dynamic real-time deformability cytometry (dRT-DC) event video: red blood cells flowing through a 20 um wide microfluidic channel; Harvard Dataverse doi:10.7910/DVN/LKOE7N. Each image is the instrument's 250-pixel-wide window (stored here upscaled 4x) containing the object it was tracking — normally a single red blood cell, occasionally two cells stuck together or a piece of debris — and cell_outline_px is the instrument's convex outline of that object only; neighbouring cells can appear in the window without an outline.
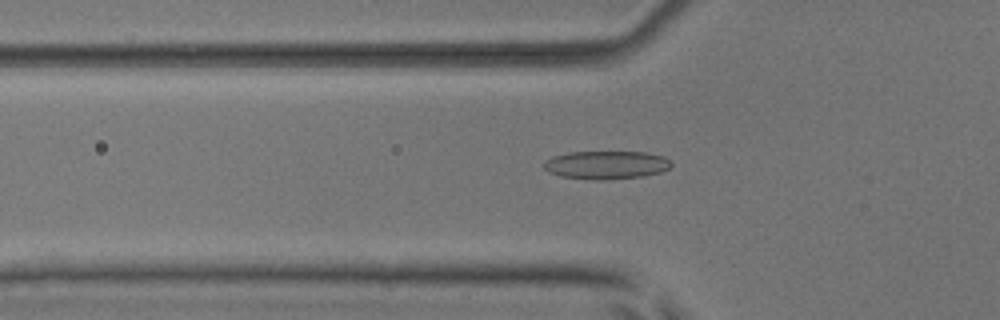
{"species": "common noctule bat (a hibernating species)", "species_latin": "Nyctalus noctula", "temperature_condition": "room temperature", "stored_images_in_passage": 53, "camera_frame_rate_fps": 3000, "um_per_image_px": 0.085, "animal": {"sex": "male", "body_mass_g": 17.9, "forearm_length_mm": 54.2}, "frame": {"image": 1, "passage_image": 18, "time_ms": 5.667, "image_size_px": [1000, 320], "cell_outline_px": [[672, 164], [668, 168], [660, 172], [644, 176], [600, 180], [592, 180], [560, 176], [548, 172], [544, 168], [544, 164], [552, 156], [568, 152], [644, 152], [664, 156]], "centroid_in_image_um": [51.51, 14.02], "position_along_channel_um": 74.3, "area_um2": 20.87}}
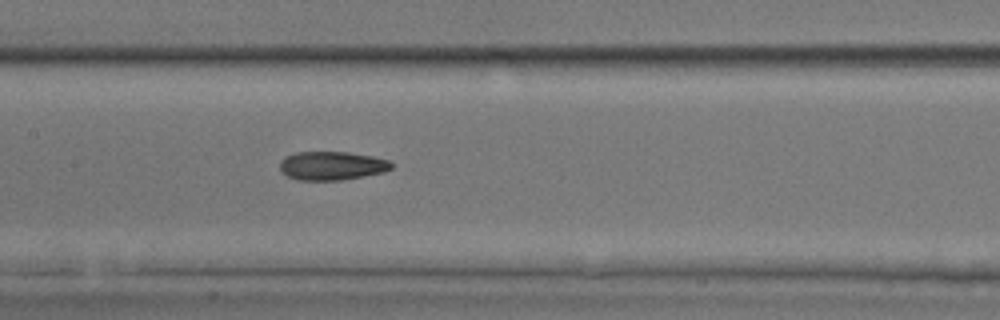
{"frame": {"image": 2, "passage_image": 26, "time_ms": 8.333, "image_size_px": [1000, 320], "cell_outline_px": [[392, 168], [384, 172], [340, 180], [296, 180], [280, 172], [280, 160], [284, 156], [296, 152], [348, 152], [372, 156], [388, 160], [392, 164]], "centroid_in_image_um": [28.16, 14.08], "position_along_channel_um": 179.2, "area_um2": 18.67}}
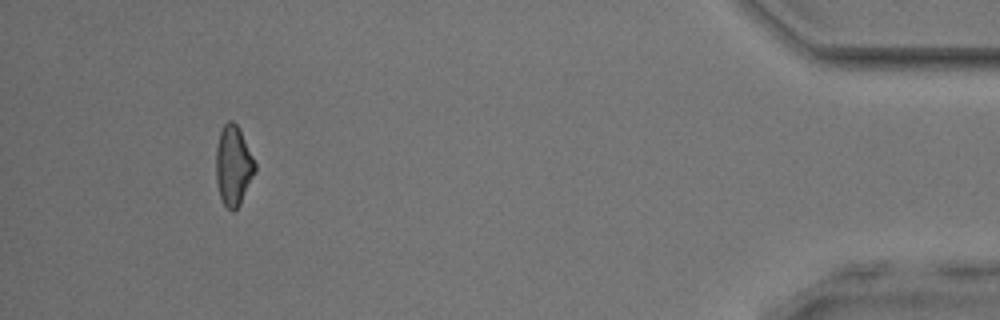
{"frame": {"image": 3, "passage_image": 49, "time_ms": 16.0, "image_size_px": [1000, 320], "cell_outline_px": [[256, 172], [240, 204], [232, 212], [224, 204], [220, 196], [216, 180], [216, 148], [220, 132], [224, 124], [228, 120], [232, 120], [236, 124], [256, 164]], "centroid_in_image_um": [19.83, 14.1], "position_along_channel_um": 415.4, "area_um2": 17.92}, "authors_computed_cell_mechanics": {"area_um2": 18.9006, "velocity_mm_per_s": 3.9201, "shape_relaxation_time_tau1_ms": null, "shape_relaxation_time_tau2_ms": 2.6875, "deformation_change_tau1": null, "deformation_change_tau2": 0.0911}}